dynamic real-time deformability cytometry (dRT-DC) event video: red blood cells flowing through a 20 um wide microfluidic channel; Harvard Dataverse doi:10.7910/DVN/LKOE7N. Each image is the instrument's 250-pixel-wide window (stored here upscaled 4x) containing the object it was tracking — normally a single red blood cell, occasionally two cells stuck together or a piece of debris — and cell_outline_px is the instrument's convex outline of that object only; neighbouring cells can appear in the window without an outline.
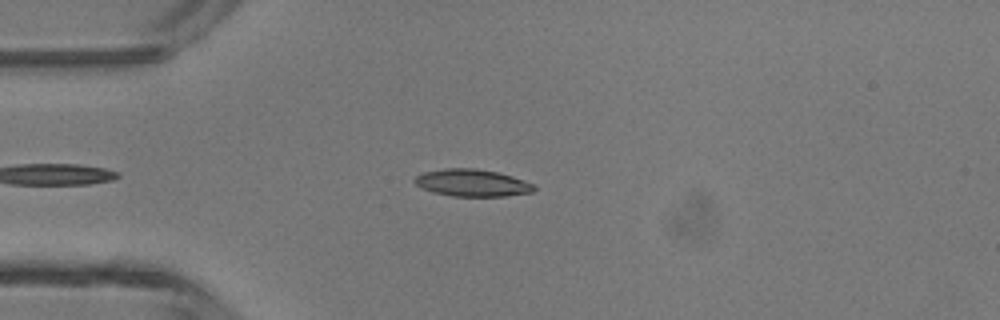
{"species": "common noctule bat (a hibernating species)", "species_latin": "Nyctalus noctula", "temperature_condition": "room temperature", "stored_images_in_passage": 44, "camera_frame_rate_fps": 3000, "um_per_image_px": 0.085, "animal": {"sex": "male", "body_mass_g": 13.3}, "frame": {"image": 1, "passage_image": 9, "time_ms": 2.667, "image_size_px": [1000, 320], "cell_outline_px": [[536, 188], [532, 192], [504, 196], [452, 196], [432, 192], [416, 184], [412, 180], [416, 176], [424, 172], [444, 168], [476, 168], [496, 172], [512, 176], [532, 184]], "centroid_in_image_um": [40.1, 15.54], "position_along_channel_um": 44.9, "area_um2": 18.73}}
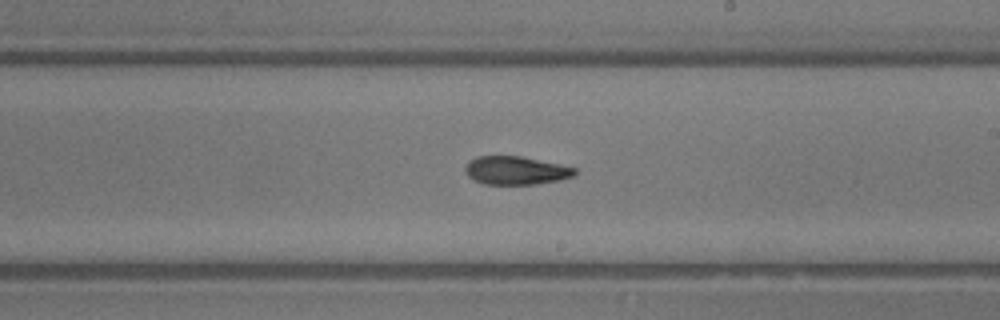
{"frame": {"image": 2, "passage_image": 24, "time_ms": 7.667, "image_size_px": [1000, 320], "cell_outline_px": [[576, 172], [572, 176], [560, 180], [536, 184], [484, 184], [472, 180], [464, 172], [464, 168], [476, 156], [520, 156], [560, 164], [576, 168]], "centroid_in_image_um": [43.83, 14.49], "position_along_channel_um": 245.2, "area_um2": 18.03}}
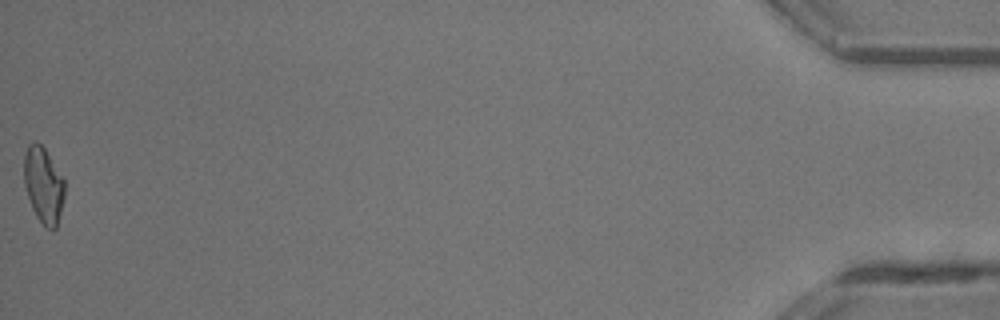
{"frame": {"image": 3, "passage_image": 44, "time_ms": 14.333, "image_size_px": [1000, 320], "cell_outline_px": [[64, 196], [56, 228], [52, 232], [36, 216], [32, 208], [24, 184], [24, 152], [28, 144], [32, 140], [36, 140], [44, 148], [64, 180]], "centroid_in_image_um": [3.67, 15.7], "position_along_channel_um": 431.5, "area_um2": 17.8}, "authors_computed_cell_mechanics": {"area_um2": 18.1781, "velocity_mm_per_s": 4.3666, "shape_relaxation_time_tau1_ms": 5.3453, "shape_relaxation_time_tau2_ms": 2.4244, "deformation_change_tau1": 0.1766, "deformation_change_tau2": 0.0953}}